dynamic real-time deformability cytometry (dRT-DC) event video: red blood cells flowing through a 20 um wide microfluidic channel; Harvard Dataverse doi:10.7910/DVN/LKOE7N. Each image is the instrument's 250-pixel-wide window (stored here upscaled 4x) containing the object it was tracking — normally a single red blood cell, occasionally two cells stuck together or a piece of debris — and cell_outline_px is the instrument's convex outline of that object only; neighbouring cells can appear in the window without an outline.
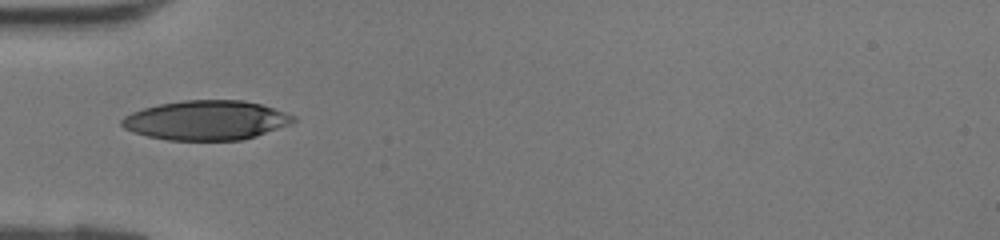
{"species": "human", "species_latin": "Homo sapiens", "temperature_condition": "room temperature", "stored_images_in_passage": 28, "camera_frame_rate_fps": 3000, "um_per_image_px": 0.085, "donor": {"sex": "female"}, "frame": {"image": 1, "passage_image": 1, "time_ms": 0.0, "image_size_px": [1000, 240], "cell_outline_px": [[296, 120], [288, 124], [256, 136], [240, 140], [168, 140], [148, 136], [132, 132], [124, 128], [120, 124], [120, 120], [124, 116], [132, 112], [144, 108], [160, 104], [184, 100], [244, 100], [260, 104], [296, 116]], "centroid_in_image_um": [17.49, 10.22], "position_along_channel_um": 67.5, "area_um2": 39.25}}
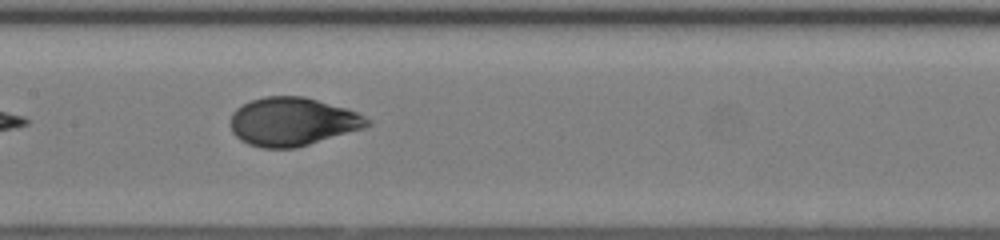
{"frame": {"image": 2, "passage_image": 8, "time_ms": 2.333, "image_size_px": [1000, 240], "cell_outline_px": [[372, 124], [364, 128], [296, 148], [260, 148], [248, 144], [240, 140], [232, 132], [232, 112], [236, 108], [252, 100], [264, 96], [304, 96], [344, 108], [356, 112], [372, 120]], "centroid_in_image_um": [24.86, 10.35], "position_along_channel_um": 182.5, "area_um2": 38.44}}
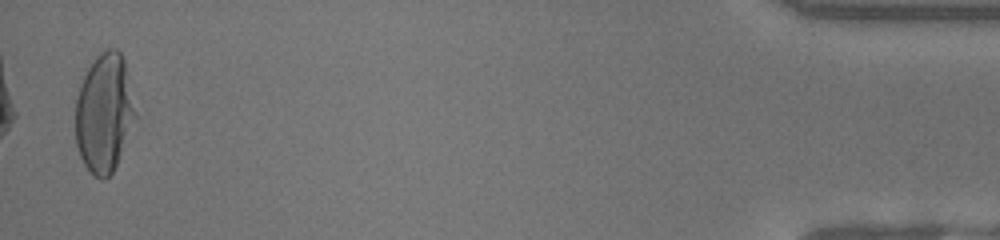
{"frame": {"image": 3, "passage_image": 28, "time_ms": 9.0, "image_size_px": [1000, 240], "cell_outline_px": [[136, 116], [120, 156], [112, 172], [104, 180], [100, 180], [92, 176], [84, 164], [80, 156], [76, 144], [76, 100], [80, 84], [88, 68], [96, 56], [100, 52], [108, 48], [116, 48], [120, 52], [124, 60], [128, 76], [136, 112]], "centroid_in_image_um": [8.85, 9.62], "position_along_channel_um": 426.4, "area_um2": 41.33}}